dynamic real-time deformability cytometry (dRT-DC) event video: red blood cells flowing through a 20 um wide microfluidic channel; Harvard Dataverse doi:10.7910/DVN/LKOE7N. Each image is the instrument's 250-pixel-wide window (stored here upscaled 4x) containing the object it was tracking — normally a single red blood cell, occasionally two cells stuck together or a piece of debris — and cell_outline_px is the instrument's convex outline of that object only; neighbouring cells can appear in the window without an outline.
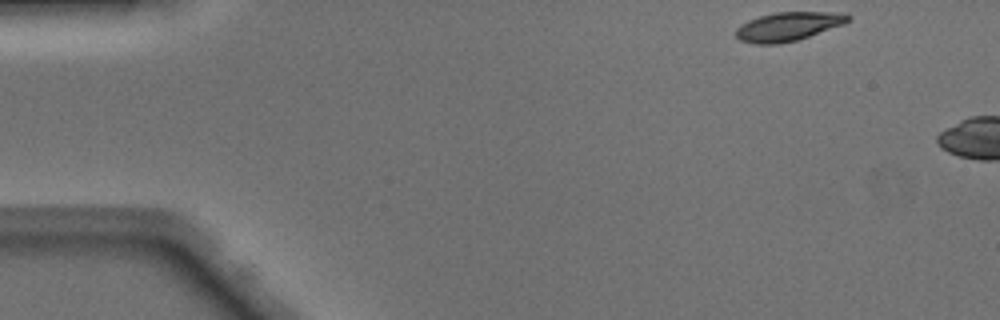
{"species": "Egyptian fruit bat (a non-hibernating species)", "species_latin": "Rousettus aegyptiacus", "temperature_condition": "warm", "stored_images_in_passage": 4, "camera_frame_rate_fps": 3000, "um_per_image_px": 0.085, "animal": {"sex": "male"}, "frame": {"image": 1, "passage_image": 1, "time_ms": 0.0, "image_size_px": [1000, 320], "cell_outline_px": [[852, 20], [844, 24], [796, 40], [780, 44], [756, 44], [740, 40], [736, 36], [736, 28], [740, 24], [748, 20], [760, 16], [776, 12], [844, 12], [852, 16]], "centroid_in_image_um": [67.02, 2.24], "position_along_channel_um": 18.0, "area_um2": 18.9}}